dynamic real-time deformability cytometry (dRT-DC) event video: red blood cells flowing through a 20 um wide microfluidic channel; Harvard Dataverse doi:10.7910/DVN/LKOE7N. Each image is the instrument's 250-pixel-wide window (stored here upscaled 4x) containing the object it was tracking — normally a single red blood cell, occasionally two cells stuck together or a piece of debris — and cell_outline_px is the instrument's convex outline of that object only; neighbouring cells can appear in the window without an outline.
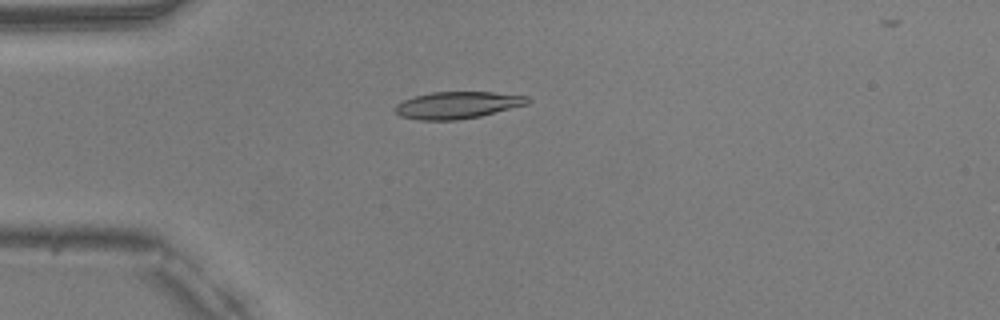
{"species": "common noctule bat (a hibernating species)", "species_latin": "Nyctalus noctula", "temperature_condition": "warm", "stored_images_in_passage": 51, "camera_frame_rate_fps": 3000, "um_per_image_px": 0.085, "animal": {"sex": "male", "body_mass_g": 20.5, "forearm_length_mm": 52.5}, "frame": {"image": 1, "passage_image": 14, "time_ms": 4.333, "image_size_px": [1000, 320], "cell_outline_px": [[532, 100], [528, 104], [480, 116], [456, 120], [420, 120], [400, 116], [392, 108], [396, 104], [404, 100], [416, 96], [432, 92], [492, 92], [528, 96]], "centroid_in_image_um": [38.89, 8.93], "position_along_channel_um": 46.1, "area_um2": 20.81}}
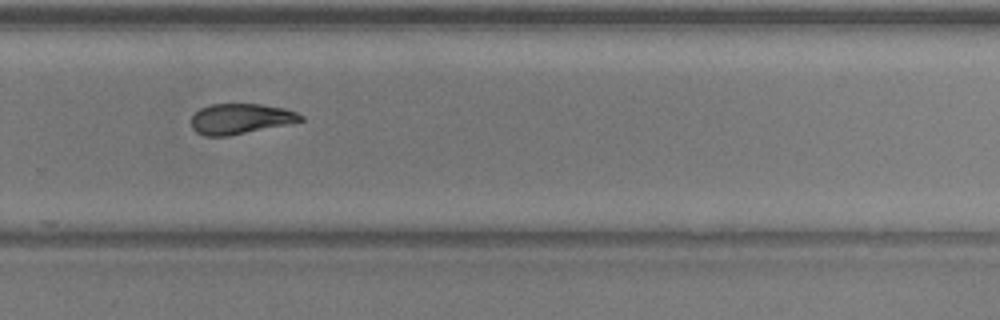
{"frame": {"image": 2, "passage_image": 35, "time_ms": 11.333, "image_size_px": [1000, 320], "cell_outline_px": [[304, 120], [228, 136], [204, 136], [196, 132], [192, 128], [192, 116], [200, 108], [212, 104], [260, 104], [284, 108], [296, 112], [304, 116]], "centroid_in_image_um": [20.41, 10.09], "position_along_channel_um": 309.4, "area_um2": 19.13}}
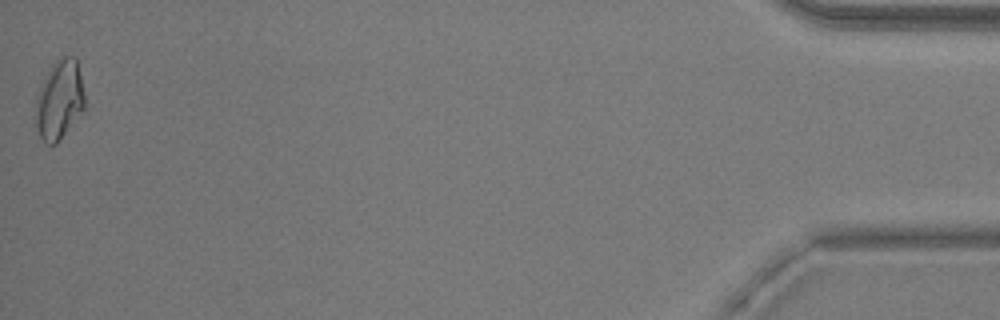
{"frame": {"image": 3, "passage_image": 51, "time_ms": 16.667, "image_size_px": [1000, 320], "cell_outline_px": [[84, 108], [56, 144], [44, 144], [40, 136], [36, 124], [36, 96], [52, 64], [56, 60], [64, 56], [76, 56], [84, 92]], "centroid_in_image_um": [5.05, 8.47], "position_along_channel_um": 430.2, "area_um2": 22.25}, "authors_computed_cell_mechanics": {"area_um2": 20.4612, "velocity_mm_per_s": 4.0201, "shape_relaxation_time_tau1_ms": 4.8233, "shape_relaxation_time_tau2_ms": 4.7842, "deformation_change_tau1": 0.1807, "deformation_change_tau2": 0.1239}}